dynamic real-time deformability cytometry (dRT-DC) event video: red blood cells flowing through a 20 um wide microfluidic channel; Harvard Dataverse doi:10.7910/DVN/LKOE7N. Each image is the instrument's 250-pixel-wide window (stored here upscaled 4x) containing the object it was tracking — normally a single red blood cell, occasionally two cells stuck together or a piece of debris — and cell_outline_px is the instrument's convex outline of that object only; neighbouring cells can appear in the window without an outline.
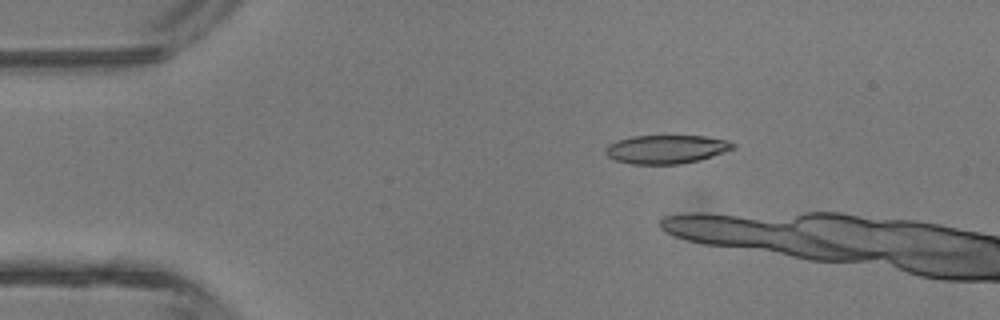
{"species": "common noctule bat (a hibernating species)", "species_latin": "Nyctalus noctula", "temperature_condition": "room temperature", "stored_images_in_passage": 3, "camera_frame_rate_fps": 3000, "um_per_image_px": 0.085, "animal": {"sex": "male", "body_mass_g": 13.3}, "frame": {"image": 1, "passage_image": 2, "time_ms": 2.0, "image_size_px": [1000, 320], "cell_outline_px": [[736, 148], [700, 160], [680, 164], [632, 164], [616, 160], [608, 156], [604, 152], [604, 148], [608, 144], [616, 140], [632, 136], [704, 136], [728, 140], [736, 144]], "centroid_in_image_um": [56.63, 12.68], "position_along_channel_um": 28.4, "area_um2": 21.39}}